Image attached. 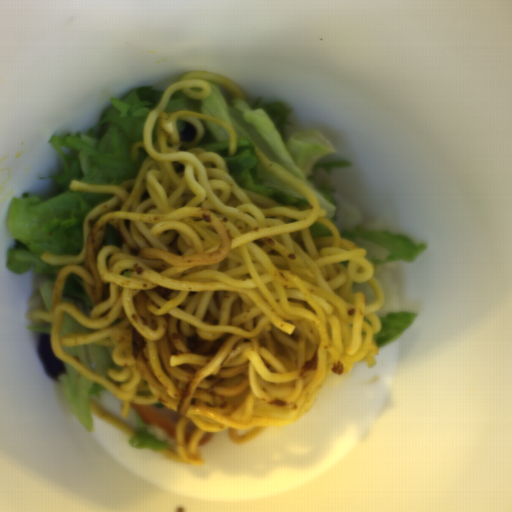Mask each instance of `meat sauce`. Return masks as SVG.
<instances>
[{
    "label": "meat sauce",
    "mask_w": 512,
    "mask_h": 512,
    "mask_svg": "<svg viewBox=\"0 0 512 512\" xmlns=\"http://www.w3.org/2000/svg\"><path fill=\"white\" fill-rule=\"evenodd\" d=\"M146 345L147 343L138 329L132 327V356L135 360L144 351Z\"/></svg>",
    "instance_id": "obj_1"
}]
</instances>
